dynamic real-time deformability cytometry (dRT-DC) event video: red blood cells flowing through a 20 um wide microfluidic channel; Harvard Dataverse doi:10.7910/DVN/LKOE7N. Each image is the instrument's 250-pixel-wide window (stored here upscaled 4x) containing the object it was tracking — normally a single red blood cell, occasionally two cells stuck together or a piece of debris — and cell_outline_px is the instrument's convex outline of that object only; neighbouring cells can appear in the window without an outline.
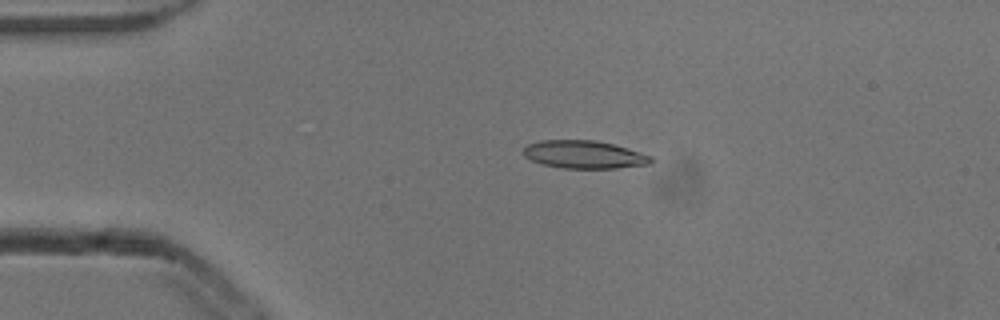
{"species": "common noctule bat (a hibernating species)", "species_latin": "Nyctalus noctula", "temperature_condition": "cold", "stored_images_in_passage": 3, "camera_frame_rate_fps": 3000, "um_per_image_px": 0.085, "animal": {"sex": "male", "body_mass_g": 13.3}, "frame": {"image": 1, "passage_image": 2, "time_ms": 0.333, "image_size_px": [1000, 320], "cell_outline_px": [[656, 160], [648, 164], [616, 168], [560, 168], [540, 164], [524, 156], [524, 148], [528, 144], [540, 140], [596, 140], [628, 148], [652, 156]], "centroid_in_image_um": [49.66, 13.14], "position_along_channel_um": 35.3, "area_um2": 20.81}}